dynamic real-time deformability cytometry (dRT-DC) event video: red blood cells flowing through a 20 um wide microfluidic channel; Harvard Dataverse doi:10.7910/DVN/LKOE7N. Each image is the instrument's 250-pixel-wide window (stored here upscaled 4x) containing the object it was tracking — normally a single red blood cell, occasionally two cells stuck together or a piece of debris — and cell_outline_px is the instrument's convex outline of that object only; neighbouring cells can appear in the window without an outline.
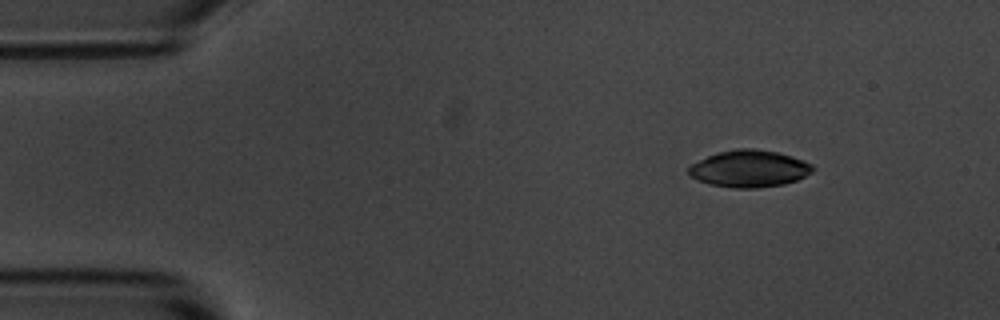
{"species": "common noctule bat (a hibernating species)", "species_latin": "Nyctalus noctula", "temperature_condition": "room temperature", "stored_images_in_passage": 4, "segment_of_instrument_passage": [1, 2], "camera_frame_rate_fps": 3000, "um_per_image_px": 0.085, "animal": {"sex": "male", "body_mass_g": 20.1, "forearm_length_mm": 53.5}, "frame": {"image": 1, "passage_image": 1, "time_ms": 0.0, "image_size_px": [1000, 320], "cell_outline_px": [[816, 168], [812, 172], [796, 180], [784, 184], [756, 188], [736, 188], [708, 184], [692, 176], [688, 172], [688, 168], [692, 164], [716, 152], [736, 148], [756, 148], [776, 152], [792, 156], [804, 160], [812, 164]], "centroid_in_image_um": [63.72, 14.32], "position_along_channel_um": 21.3, "area_um2": 26.7}}